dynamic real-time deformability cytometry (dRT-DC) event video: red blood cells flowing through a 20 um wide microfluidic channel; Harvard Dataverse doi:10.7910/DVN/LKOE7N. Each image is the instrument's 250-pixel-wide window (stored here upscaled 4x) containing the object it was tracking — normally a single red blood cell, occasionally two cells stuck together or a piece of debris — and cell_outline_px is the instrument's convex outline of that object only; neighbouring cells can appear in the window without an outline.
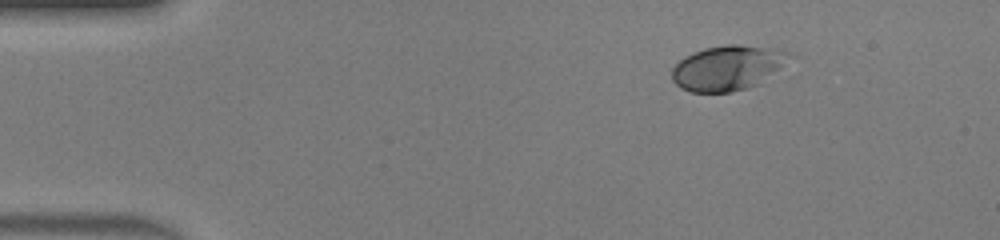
{"species": "human", "species_latin": "Homo sapiens", "temperature_condition": "warm", "stored_images_in_passage": 41, "camera_frame_rate_fps": 3000, "um_per_image_px": 0.085, "donor": {"sex": "male"}, "frame": {"image": 1, "passage_image": 1, "time_ms": 0.0, "image_size_px": [1000, 240], "cell_outline_px": [[796, 56], [760, 84], [748, 88], [732, 92], [688, 92], [680, 88], [672, 80], [672, 68], [680, 60], [692, 52], [704, 48], [724, 44], [736, 44], [776, 48], [788, 52]], "centroid_in_image_um": [61.89, 5.76], "position_along_channel_um": 23.1, "area_um2": 31.27}}
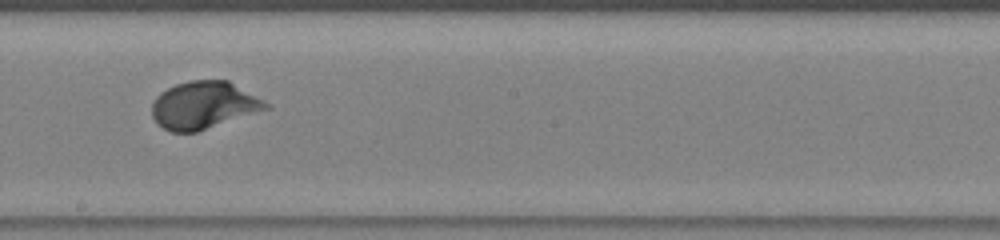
{"frame": {"image": 2, "passage_image": 21, "time_ms": 6.667, "image_size_px": [1000, 240], "cell_outline_px": [[272, 108], [196, 132], [172, 132], [156, 124], [152, 116], [152, 104], [156, 96], [160, 92], [176, 84], [188, 80], [228, 80], [272, 104]], "centroid_in_image_um": [17.34, 8.94], "position_along_channel_um": 230.9, "area_um2": 31.79}}
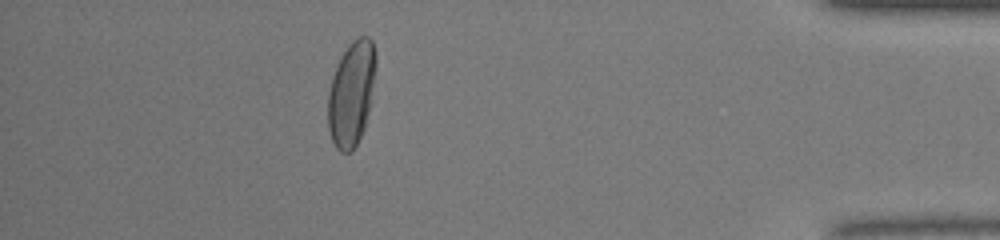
{"frame": {"image": 3, "passage_image": 36, "time_ms": 11.667, "image_size_px": [1000, 240], "cell_outline_px": [[376, 68], [372, 104], [364, 128], [352, 152], [340, 152], [336, 148], [332, 140], [328, 128], [328, 92], [332, 76], [340, 56], [348, 44], [352, 40], [360, 36], [368, 36], [372, 40], [376, 56]], "centroid_in_image_um": [29.89, 7.93], "position_along_channel_um": 405.3, "area_um2": 29.77}, "authors_computed_cell_mechanics": {"area_um2": 30.1716, "velocity_mm_per_s": 4.4069, "shape_relaxation_time_tau1_ms": 2.9113, "shape_relaxation_time_tau2_ms": null, "deformation_change_tau1": 0.1795, "deformation_change_tau2": null}}